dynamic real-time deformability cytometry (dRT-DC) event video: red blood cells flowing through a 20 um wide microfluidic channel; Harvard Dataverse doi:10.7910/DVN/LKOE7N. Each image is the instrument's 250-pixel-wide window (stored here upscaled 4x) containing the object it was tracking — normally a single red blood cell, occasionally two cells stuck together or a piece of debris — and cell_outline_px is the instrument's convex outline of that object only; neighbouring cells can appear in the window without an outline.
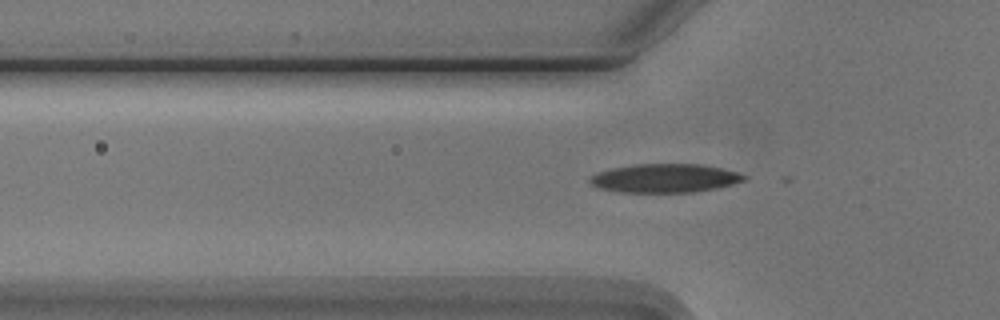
{"species": "Egyptian fruit bat (a non-hibernating species)", "species_latin": "Rousettus aegyptiacus", "temperature_condition": "cold", "stored_images_in_passage": 46, "camera_frame_rate_fps": 3000, "um_per_image_px": 0.085, "animal": {"sex": "male"}, "frame": {"image": 1, "passage_image": 18, "time_ms": 5.667, "image_size_px": [1000, 320], "cell_outline_px": [[748, 176], [744, 180], [732, 184], [716, 188], [692, 192], [616, 192], [596, 188], [588, 180], [596, 172], [612, 168], [636, 164], [700, 164], [720, 168], [736, 172]], "centroid_in_image_um": [56.46, 15.15], "position_along_channel_um": 69.3, "area_um2": 25.72}}
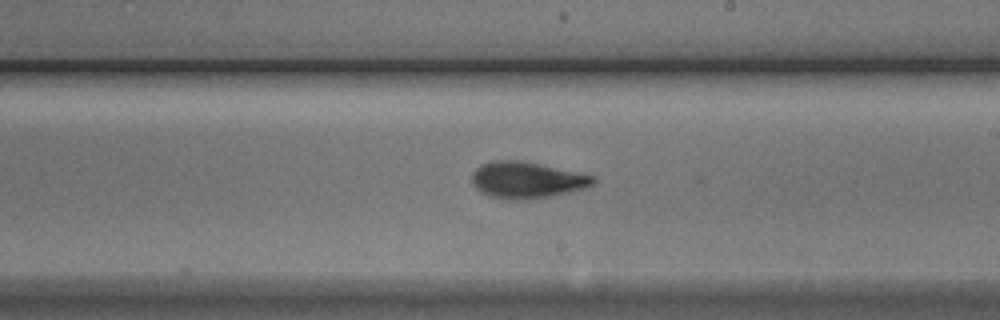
{"frame": {"image": 2, "passage_image": 32, "time_ms": 10.333, "image_size_px": [1000, 320], "cell_outline_px": [[596, 180], [588, 188], [552, 196], [520, 200], [508, 200], [488, 196], [476, 188], [472, 184], [472, 172], [476, 168], [484, 164], [496, 160], [516, 160], [596, 176]], "centroid_in_image_um": [44.77, 15.33], "position_along_channel_um": 244.2, "area_um2": 25.55}}
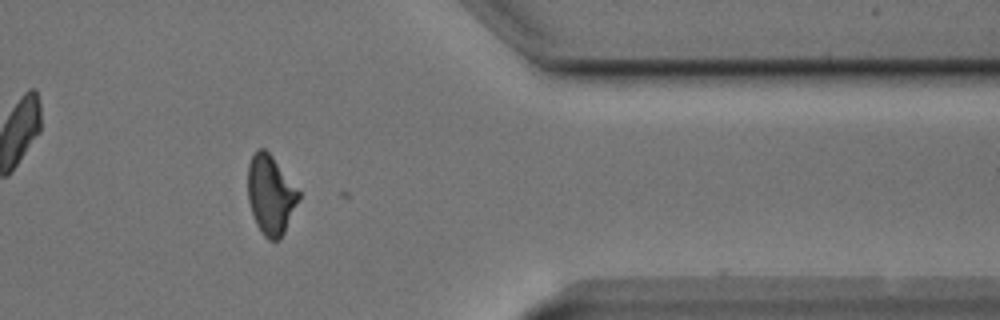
{"frame": {"image": 3, "passage_image": 45, "time_ms": 14.667, "image_size_px": [1000, 320], "cell_outline_px": [[300, 196], [284, 232], [280, 240], [268, 240], [264, 236], [256, 224], [248, 200], [248, 164], [256, 148], [264, 148], [272, 156], [300, 192]], "centroid_in_image_um": [22.99, 16.55], "position_along_channel_um": 388.4, "area_um2": 23.24}}